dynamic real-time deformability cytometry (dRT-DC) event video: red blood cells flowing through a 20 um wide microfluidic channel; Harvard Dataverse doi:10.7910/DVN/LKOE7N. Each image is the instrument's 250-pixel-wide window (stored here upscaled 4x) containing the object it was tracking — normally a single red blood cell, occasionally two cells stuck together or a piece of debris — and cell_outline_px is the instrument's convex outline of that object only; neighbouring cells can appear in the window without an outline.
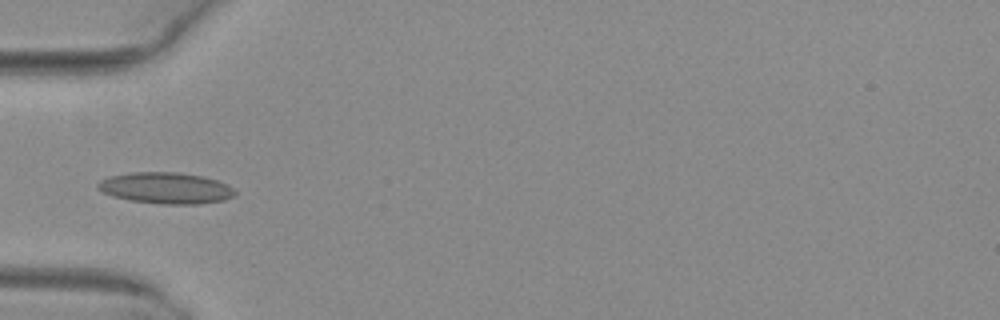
{"species": "common noctule bat (a hibernating species)", "species_latin": "Nyctalus noctula", "temperature_condition": "warm", "stored_images_in_passage": 6, "camera_frame_rate_fps": 3000, "um_per_image_px": 0.085, "animal": {"sex": "female", "body_mass_g": 29.2, "forearm_length_mm": 56.3}, "frame": {"image": 1, "passage_image": 6, "time_ms": 1.667, "image_size_px": [1000, 320], "cell_outline_px": [[236, 192], [232, 196], [224, 200], [200, 204], [160, 204], [128, 200], [112, 196], [96, 188], [96, 184], [100, 180], [108, 176], [132, 172], [176, 172], [200, 176], [216, 180], [228, 184]], "centroid_in_image_um": [14.05, 15.98], "position_along_channel_um": 70.9, "area_um2": 25.03}}